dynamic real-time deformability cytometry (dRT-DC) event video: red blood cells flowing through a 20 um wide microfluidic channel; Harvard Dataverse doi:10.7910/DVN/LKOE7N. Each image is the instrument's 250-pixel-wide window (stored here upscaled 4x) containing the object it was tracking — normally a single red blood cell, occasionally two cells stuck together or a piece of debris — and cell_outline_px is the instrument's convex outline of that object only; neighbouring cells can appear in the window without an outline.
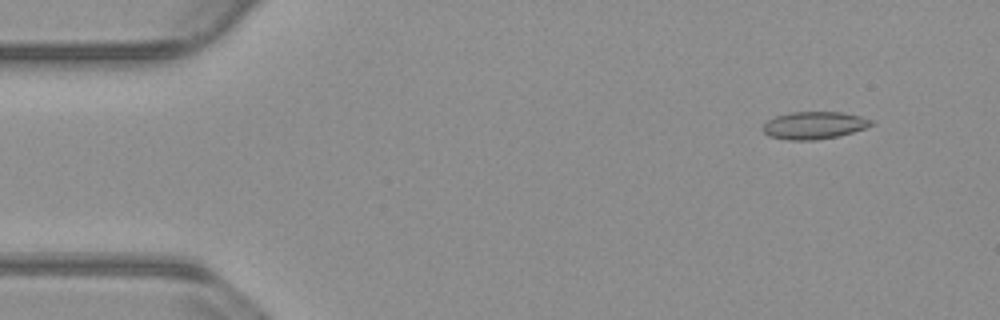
{"species": "common noctule bat (a hibernating species)", "species_latin": "Nyctalus noctula", "temperature_condition": "warm", "stored_images_in_passage": 54, "camera_frame_rate_fps": 3000, "um_per_image_px": 0.085, "animal": {"sex": "male", "body_mass_g": 23.1, "forearm_length_mm": 52.7}, "frame": {"image": 1, "passage_image": 5, "time_ms": 1.333, "image_size_px": [1000, 320], "cell_outline_px": [[876, 124], [852, 132], [836, 136], [812, 140], [788, 140], [768, 136], [760, 128], [768, 120], [776, 116], [788, 112], [844, 112], [876, 120]], "centroid_in_image_um": [69.21, 10.64], "position_along_channel_um": 15.8, "area_um2": 17.46}}
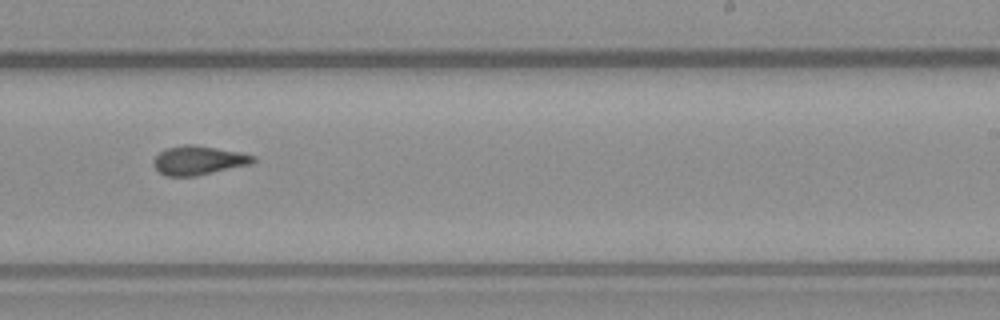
{"frame": {"image": 2, "passage_image": 33, "time_ms": 10.667, "image_size_px": [1000, 320], "cell_outline_px": [[256, 160], [252, 164], [196, 176], [164, 176], [152, 164], [152, 160], [164, 148], [184, 144], [196, 144], [240, 152], [256, 156]], "centroid_in_image_um": [16.87, 13.62], "position_along_channel_um": 272.1, "area_um2": 17.11}}
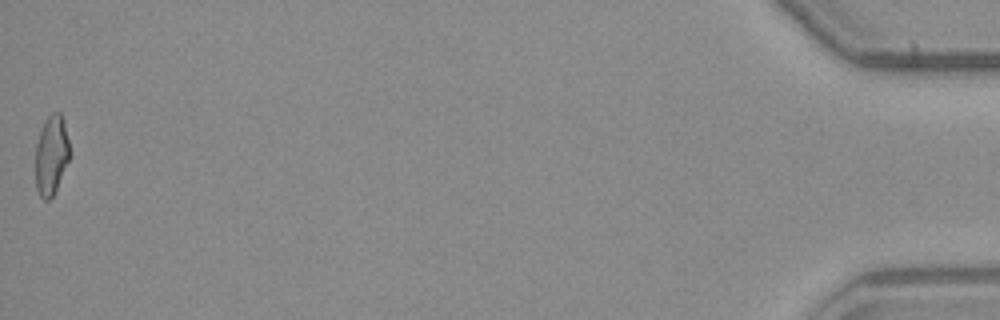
{"frame": {"image": 3, "passage_image": 54, "time_ms": 17.667, "image_size_px": [1000, 320], "cell_outline_px": [[68, 160], [56, 188], [52, 196], [48, 200], [44, 200], [40, 196], [36, 188], [36, 144], [44, 120], [52, 112], [60, 112], [64, 120], [68, 140]], "centroid_in_image_um": [4.34, 13.15], "position_along_channel_um": 430.9, "area_um2": 15.49}, "authors_computed_cell_mechanics": {"area_um2": 16.6464, "velocity_mm_per_s": 3.8231, "shape_relaxation_time_tau1_ms": null, "shape_relaxation_time_tau2_ms": 1.8078, "deformation_change_tau1": null, "deformation_change_tau2": 0.0727}}